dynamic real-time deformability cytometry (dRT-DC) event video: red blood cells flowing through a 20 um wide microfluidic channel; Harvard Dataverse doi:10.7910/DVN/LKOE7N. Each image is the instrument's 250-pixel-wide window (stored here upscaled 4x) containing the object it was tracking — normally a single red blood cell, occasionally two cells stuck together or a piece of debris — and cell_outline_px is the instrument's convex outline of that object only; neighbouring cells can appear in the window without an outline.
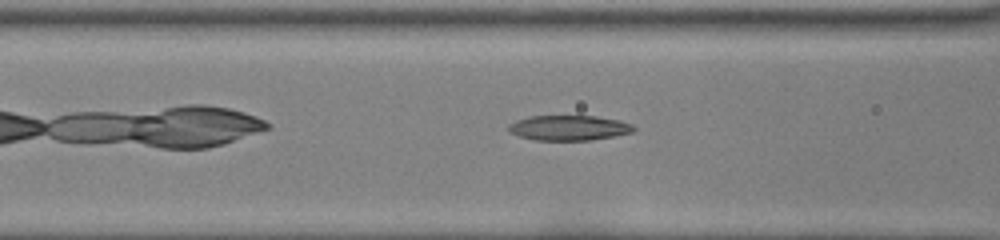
{"species": "common noctule bat (a hibernating species)", "species_latin": "Nyctalus noctula", "temperature_condition": "room temperature", "stored_images_in_passage": 30, "camera_frame_rate_fps": 3000, "um_per_image_px": 0.085, "animal": {"sex": "female", "body_mass_g": 22.0, "forearm_length_mm": 56.7}, "frame": {"image": 1, "passage_image": 6, "time_ms": 1.667, "image_size_px": [1000, 240], "cell_outline_px": [[636, 128], [632, 132], [612, 136], [588, 140], [536, 140], [520, 136], [512, 132], [508, 128], [508, 124], [516, 120], [532, 116], [596, 116], [616, 120], [632, 124]], "centroid_in_image_um": [48.35, 10.86], "position_along_channel_um": 118.3, "area_um2": 17.98}}
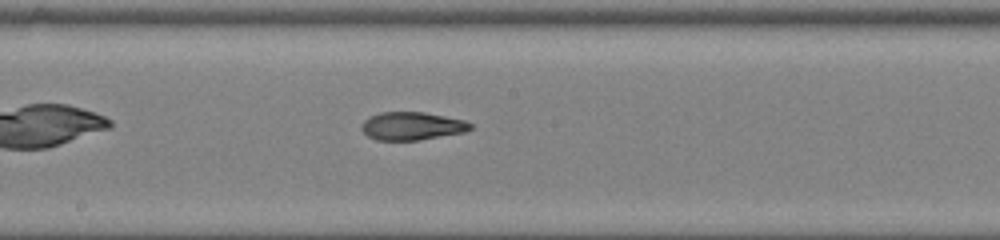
{"frame": {"image": 2, "passage_image": 13, "time_ms": 4.0, "image_size_px": [1000, 240], "cell_outline_px": [[472, 128], [464, 132], [416, 140], [376, 140], [368, 136], [360, 128], [364, 120], [380, 112], [424, 112], [464, 120], [472, 124]], "centroid_in_image_um": [35.0, 10.71], "position_along_channel_um": 213.2, "area_um2": 17.57}}
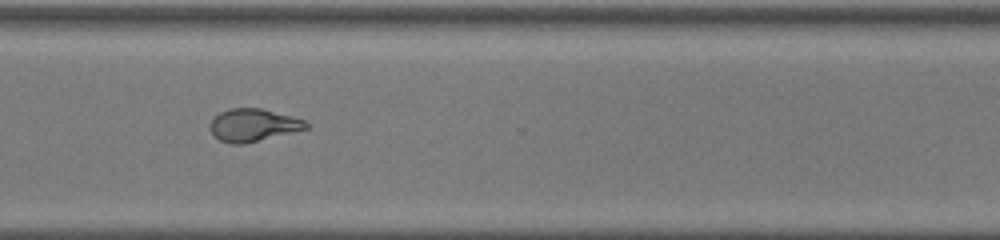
{"frame": {"image": 3, "passage_image": 23, "time_ms": 7.333, "image_size_px": [1000, 240], "cell_outline_px": [[308, 128], [244, 144], [232, 144], [220, 140], [208, 128], [212, 120], [220, 112], [228, 108], [260, 108], [304, 120], [308, 124]], "centroid_in_image_um": [21.48, 10.63], "position_along_channel_um": 349.1, "area_um2": 17.92}}